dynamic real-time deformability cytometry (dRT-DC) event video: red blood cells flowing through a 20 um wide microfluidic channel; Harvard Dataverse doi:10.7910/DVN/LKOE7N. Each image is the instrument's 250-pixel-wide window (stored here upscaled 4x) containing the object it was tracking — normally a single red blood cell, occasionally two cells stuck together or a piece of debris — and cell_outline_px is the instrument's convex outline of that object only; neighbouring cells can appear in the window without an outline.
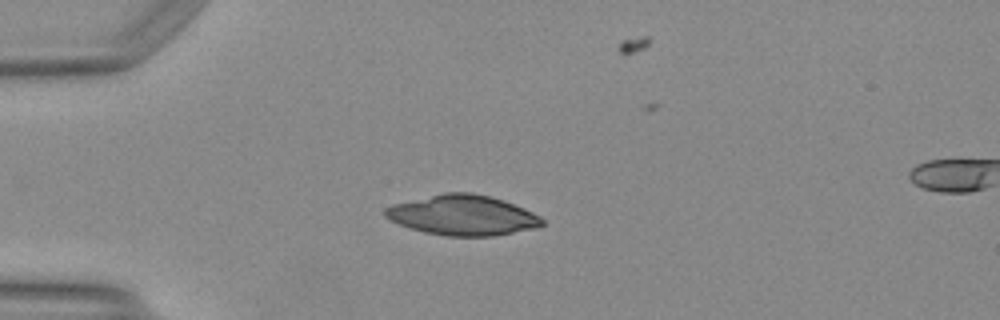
{"species": "Egyptian fruit bat (a non-hibernating species)", "species_latin": "Rousettus aegyptiacus", "temperature_condition": "warm", "stored_images_in_passage": 29, "camera_frame_rate_fps": 3000, "um_per_image_px": 0.085, "animal": {"sex": "female"}, "frame": {"image": 1, "passage_image": 1, "time_ms": 0.0, "image_size_px": [1000, 320], "cell_outline_px": [[544, 224], [536, 228], [492, 236], [448, 236], [424, 232], [400, 224], [384, 216], [384, 208], [392, 204], [444, 192], [472, 192], [504, 200], [524, 208], [540, 216], [544, 220]], "centroid_in_image_um": [39.34, 18.28], "position_along_channel_um": 45.7, "area_um2": 36.65}}